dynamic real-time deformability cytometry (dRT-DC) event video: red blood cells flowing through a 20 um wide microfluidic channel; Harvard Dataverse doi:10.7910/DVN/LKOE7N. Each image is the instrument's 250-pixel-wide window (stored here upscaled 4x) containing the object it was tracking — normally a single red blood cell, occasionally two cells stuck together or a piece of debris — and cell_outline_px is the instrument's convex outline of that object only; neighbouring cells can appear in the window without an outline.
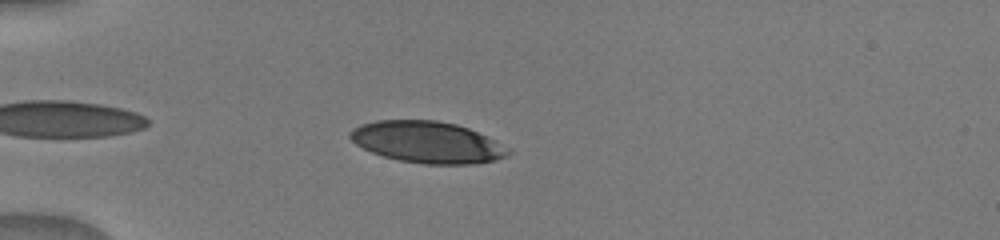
{"species": "human", "species_latin": "Homo sapiens", "temperature_condition": "warm", "stored_images_in_passage": 16, "camera_frame_rate_fps": 3000, "um_per_image_px": 0.085, "donor": {"sex": "male"}, "frame": {"image": 1, "passage_image": 2, "time_ms": 0.333, "image_size_px": [1000, 240], "cell_outline_px": [[512, 152], [508, 156], [496, 160], [476, 164], [424, 164], [400, 160], [384, 156], [372, 152], [356, 144], [348, 136], [348, 132], [352, 128], [360, 124], [376, 120], [436, 120], [456, 124], [468, 128], [512, 148]], "centroid_in_image_um": [36.35, 12.08], "position_along_channel_um": 48.7, "area_um2": 38.49}}
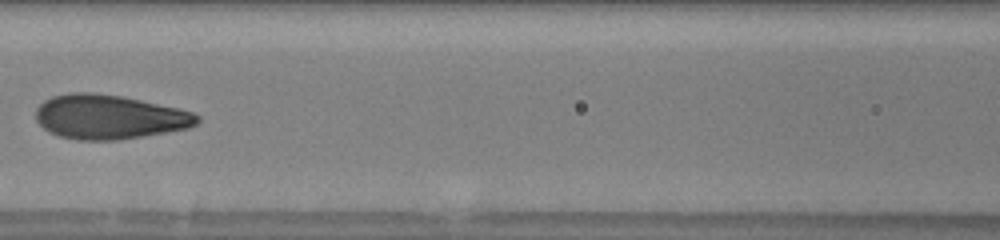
{"frame": {"image": 2, "passage_image": 8, "time_ms": 3.667, "image_size_px": [1000, 240], "cell_outline_px": [[200, 120], [196, 124], [188, 128], [116, 140], [80, 140], [60, 136], [48, 132], [36, 120], [36, 108], [44, 100], [52, 96], [72, 92], [92, 92], [120, 96], [180, 108], [192, 112], [200, 116]], "centroid_in_image_um": [9.26, 9.93], "position_along_channel_um": 157.3, "area_um2": 41.5}}
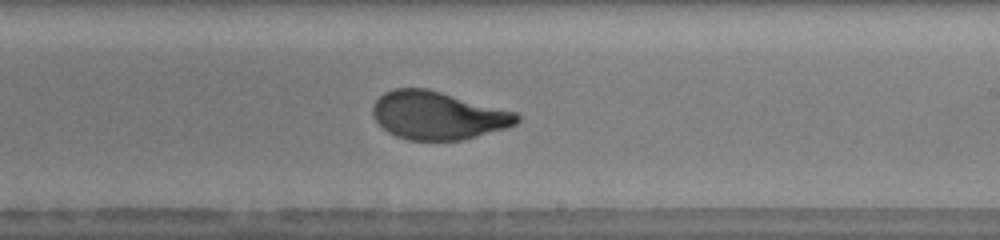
{"frame": {"image": 3, "passage_image": 12, "time_ms": 6.0, "image_size_px": [1000, 240], "cell_outline_px": [[520, 120], [516, 124], [504, 128], [464, 140], [408, 140], [396, 136], [388, 132], [372, 116], [372, 108], [376, 100], [384, 92], [392, 88], [428, 88], [516, 112], [520, 116]], "centroid_in_image_um": [37.2, 9.8], "position_along_channel_um": 251.8, "area_um2": 40.34}}